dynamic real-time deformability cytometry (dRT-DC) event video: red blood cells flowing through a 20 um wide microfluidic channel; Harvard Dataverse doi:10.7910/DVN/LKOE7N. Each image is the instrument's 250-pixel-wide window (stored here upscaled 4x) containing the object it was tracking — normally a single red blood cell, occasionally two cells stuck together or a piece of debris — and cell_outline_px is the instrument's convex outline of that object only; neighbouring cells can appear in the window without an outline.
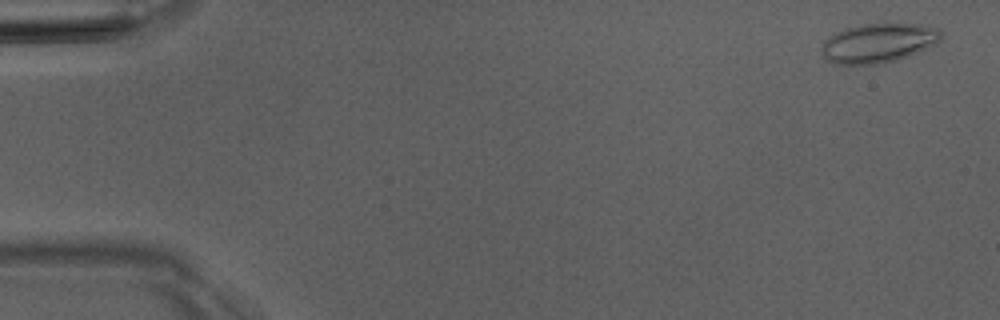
{"species": "Egyptian fruit bat (a non-hibernating species)", "species_latin": "Rousettus aegyptiacus", "temperature_condition": "room temperature", "stored_images_in_passage": 5, "camera_frame_rate_fps": 3000, "um_per_image_px": 0.085, "animal": {"sex": "male"}, "frame": {"image": 1, "passage_image": 1, "time_ms": 0.0, "image_size_px": [1000, 320], "cell_outline_px": [[944, 32], [940, 40], [936, 44], [908, 56], [896, 60], [880, 64], [840, 64], [828, 60], [824, 56], [824, 40], [828, 36], [844, 28], [864, 24], [920, 24], [936, 28]], "centroid_in_image_um": [74.71, 3.65], "position_along_channel_um": 10.3, "area_um2": 27.11}}